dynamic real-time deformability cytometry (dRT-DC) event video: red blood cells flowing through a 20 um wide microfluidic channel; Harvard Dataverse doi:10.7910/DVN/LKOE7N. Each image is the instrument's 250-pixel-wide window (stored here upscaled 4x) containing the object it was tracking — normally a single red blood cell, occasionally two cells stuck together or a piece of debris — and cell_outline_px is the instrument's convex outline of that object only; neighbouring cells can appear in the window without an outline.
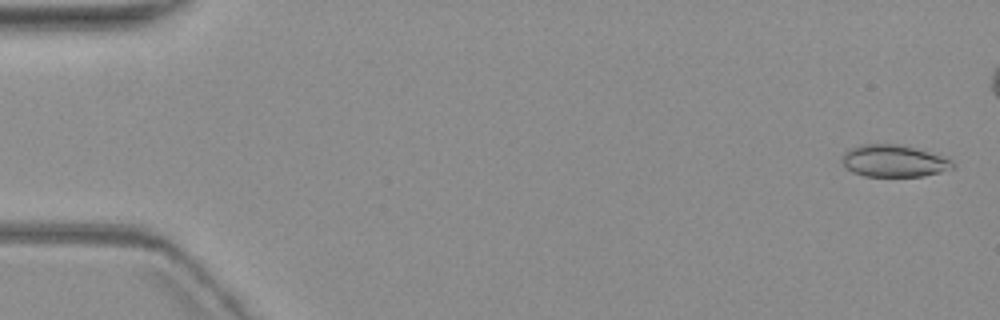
{"species": "common noctule bat (a hibernating species)", "species_latin": "Nyctalus noctula", "temperature_condition": "warm", "stored_images_in_passage": 5, "camera_frame_rate_fps": 3000, "um_per_image_px": 0.085, "animal": {"sex": "female", "body_mass_g": 19.3, "forearm_length_mm": 54.1}, "frame": {"image": 1, "passage_image": 1, "time_ms": 0.0, "image_size_px": [1000, 320], "cell_outline_px": [[956, 168], [924, 176], [864, 176], [852, 172], [840, 160], [844, 152], [860, 144], [900, 144], [948, 156], [956, 164]], "centroid_in_image_um": [76.05, 13.67], "position_along_channel_um": 9.0, "area_um2": 21.04}}